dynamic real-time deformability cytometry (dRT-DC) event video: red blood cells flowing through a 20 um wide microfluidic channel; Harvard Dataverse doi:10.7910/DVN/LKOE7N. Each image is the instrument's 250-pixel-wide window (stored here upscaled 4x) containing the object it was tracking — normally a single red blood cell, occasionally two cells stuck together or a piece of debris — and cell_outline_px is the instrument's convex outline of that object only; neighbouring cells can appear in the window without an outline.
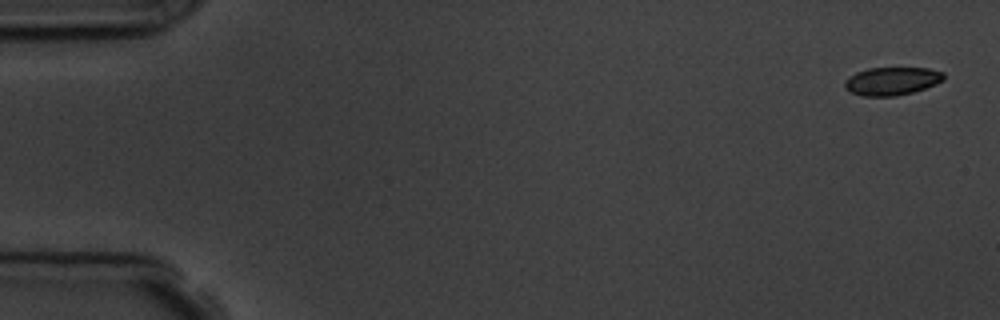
{"species": "common noctule bat (a hibernating species)", "species_latin": "Nyctalus noctula", "temperature_condition": "room temperature", "stored_images_in_passage": 4, "camera_frame_rate_fps": 3000, "um_per_image_px": 0.085, "animal": {"sex": "male", "body_mass_g": 19.5, "forearm_length_mm": 54.6}, "frame": {"image": 1, "passage_image": 1, "time_ms": 0.0, "image_size_px": [1000, 320], "cell_outline_px": [[944, 80], [936, 84], [912, 92], [896, 96], [864, 96], [852, 92], [844, 88], [844, 80], [848, 76], [856, 72], [868, 68], [928, 68], [944, 72]], "centroid_in_image_um": [75.79, 6.88], "position_along_channel_um": 9.2, "area_um2": 16.24}}